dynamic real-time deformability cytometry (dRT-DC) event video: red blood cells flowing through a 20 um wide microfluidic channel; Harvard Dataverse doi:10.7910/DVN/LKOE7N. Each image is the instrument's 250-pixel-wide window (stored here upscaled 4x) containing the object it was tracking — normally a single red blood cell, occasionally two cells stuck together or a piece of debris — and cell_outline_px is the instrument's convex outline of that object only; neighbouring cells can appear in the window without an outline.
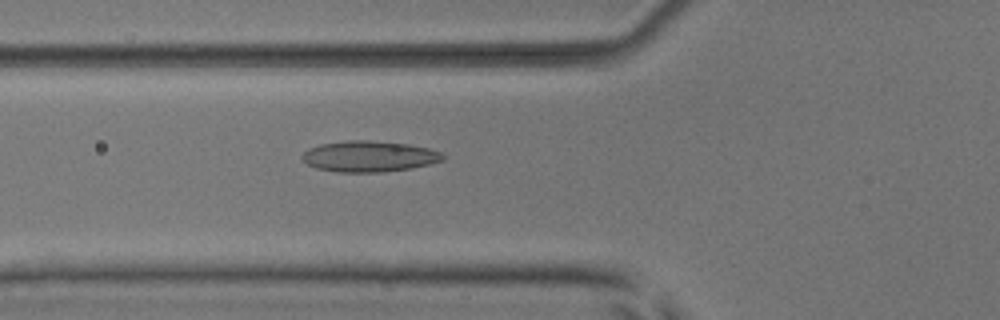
{"species": "common noctule bat (a hibernating species)", "species_latin": "Nyctalus noctula", "temperature_condition": "room temperature", "stored_images_in_passage": 4, "camera_frame_rate_fps": 3000, "um_per_image_px": 0.085, "animal": {"sex": "male", "body_mass_g": 17.9, "forearm_length_mm": 54.2}, "frame": {"image": 1, "passage_image": 4, "time_ms": 1.0, "image_size_px": [1000, 320], "cell_outline_px": [[444, 160], [412, 168], [384, 172], [336, 172], [316, 168], [308, 164], [300, 156], [308, 148], [320, 144], [348, 140], [368, 140], [408, 144], [428, 148], [440, 152], [444, 156]], "centroid_in_image_um": [31.35, 13.29], "position_along_channel_um": 94.4, "area_um2": 25.37}}